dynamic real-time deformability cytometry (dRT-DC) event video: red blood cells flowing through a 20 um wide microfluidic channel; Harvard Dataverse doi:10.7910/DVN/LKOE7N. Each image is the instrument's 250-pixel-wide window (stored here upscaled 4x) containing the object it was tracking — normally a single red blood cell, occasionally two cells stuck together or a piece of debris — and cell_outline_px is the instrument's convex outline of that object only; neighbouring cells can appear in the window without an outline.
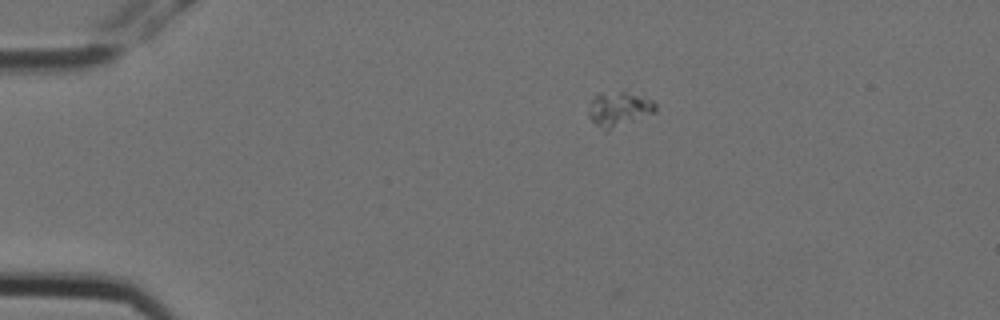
{"species": "Egyptian fruit bat (a non-hibernating species)", "species_latin": "Rousettus aegyptiacus", "temperature_condition": "cold", "stored_images_in_passage": 2, "camera_frame_rate_fps": 3000, "um_per_image_px": 0.085, "animal": {"sex": "female"}, "frame": {"image": 1, "passage_image": 1, "time_ms": 0.0, "image_size_px": [1000, 320], "cell_outline_px": [[656, 112], [608, 132], [604, 132], [588, 116], [588, 112], [592, 100], [596, 92], [628, 92], [652, 100], [656, 104]], "centroid_in_image_um": [52.6, 9.3], "position_along_channel_um": 32.4, "area_um2": 13.76}}